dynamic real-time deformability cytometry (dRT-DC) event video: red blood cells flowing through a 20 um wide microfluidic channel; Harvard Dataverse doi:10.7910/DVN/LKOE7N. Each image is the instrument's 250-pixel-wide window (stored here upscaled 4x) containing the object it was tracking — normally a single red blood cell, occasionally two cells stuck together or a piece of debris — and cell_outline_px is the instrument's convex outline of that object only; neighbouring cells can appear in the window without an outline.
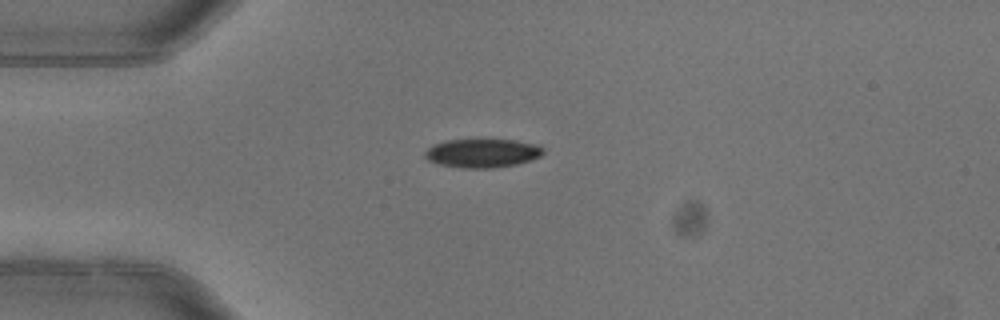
{"species": "common noctule bat (a hibernating species)", "species_latin": "Nyctalus noctula", "temperature_condition": "warm", "stored_images_in_passage": 3, "camera_frame_rate_fps": 3000, "um_per_image_px": 0.085, "animal": {"sex": "female"}, "frame": {"image": 1, "passage_image": 1, "time_ms": 0.0, "image_size_px": [1000, 320], "cell_outline_px": [[544, 152], [540, 156], [532, 160], [516, 164], [492, 168], [464, 168], [440, 164], [428, 160], [424, 156], [424, 152], [432, 144], [448, 140], [512, 140], [536, 144], [544, 148]], "centroid_in_image_um": [41.0, 13.02], "position_along_channel_um": 44.0, "area_um2": 19.71}}
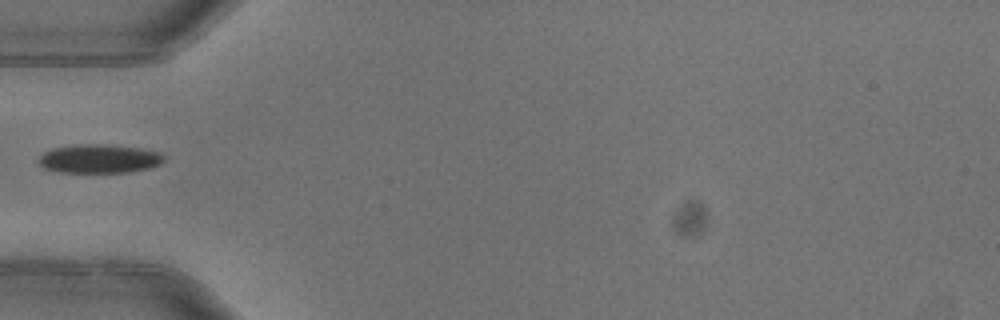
{"frame": {"image": 2, "passage_image": 2, "time_ms": 0.333, "image_size_px": [1000, 320], "cell_outline_px": [[164, 160], [160, 164], [148, 168], [128, 172], [60, 172], [44, 168], [36, 164], [36, 160], [44, 152], [52, 148], [76, 144], [112, 144], [144, 148], [160, 152], [164, 156]], "centroid_in_image_um": [8.41, 13.47], "position_along_channel_um": 76.6, "area_um2": 21.39}}